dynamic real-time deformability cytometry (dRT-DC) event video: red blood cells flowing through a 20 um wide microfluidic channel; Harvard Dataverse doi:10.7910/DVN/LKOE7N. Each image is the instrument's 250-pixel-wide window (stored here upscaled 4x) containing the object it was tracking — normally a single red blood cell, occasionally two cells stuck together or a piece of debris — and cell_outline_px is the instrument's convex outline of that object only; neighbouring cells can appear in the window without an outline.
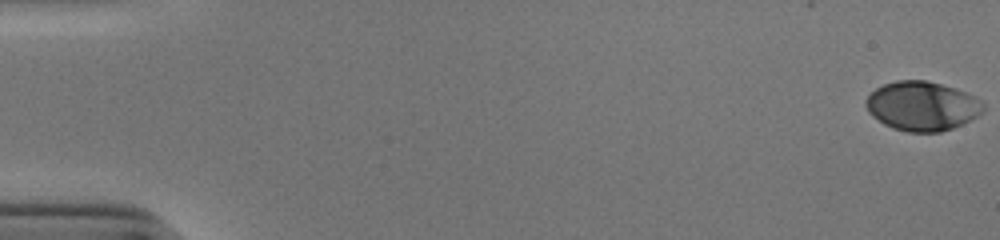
{"species": "human", "species_latin": "Homo sapiens", "temperature_condition": "cold", "stored_images_in_passage": 55, "segment_of_instrument_passage": [1, 2], "camera_frame_rate_fps": 3000, "um_per_image_px": 0.085, "donor": {"sex": "male"}, "frame": {"image": 1, "passage_image": 1, "time_ms": 0.0, "image_size_px": [1000, 240], "cell_outline_px": [[984, 112], [952, 128], [940, 132], [908, 132], [892, 128], [884, 124], [872, 116], [868, 112], [864, 104], [864, 100], [876, 88], [884, 84], [896, 80], [924, 80], [940, 84], [964, 92], [980, 100], [984, 104]], "centroid_in_image_um": [78.33, 9.02], "position_along_channel_um": 6.7, "area_um2": 33.47}}
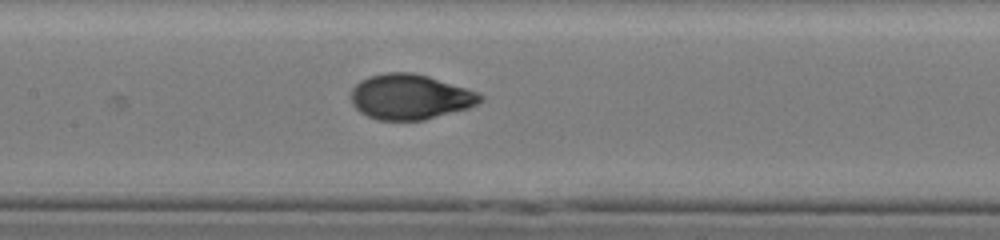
{"frame": {"image": 2, "passage_image": 27, "time_ms": 8.667, "image_size_px": [1000, 240], "cell_outline_px": [[484, 100], [468, 108], [424, 120], [376, 120], [360, 112], [352, 104], [352, 88], [360, 80], [368, 76], [384, 72], [412, 72], [428, 76], [476, 92], [484, 96]], "centroid_in_image_um": [34.83, 8.23], "position_along_channel_um": 172.6, "area_um2": 33.93}}
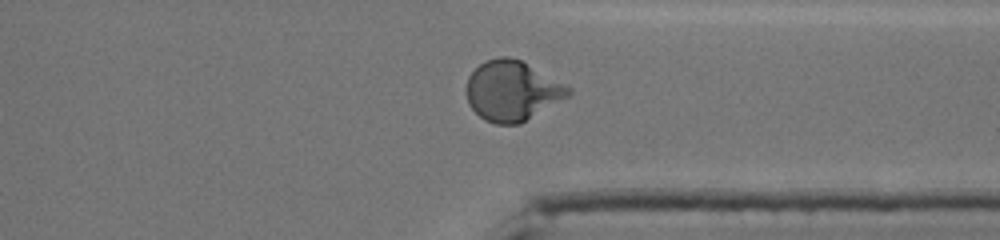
{"frame": {"image": 3, "passage_image": 42, "time_ms": 13.667, "image_size_px": [1000, 240], "cell_outline_px": [[572, 92], [568, 96], [520, 124], [496, 124], [484, 120], [468, 104], [464, 92], [468, 76], [484, 60], [500, 56], [508, 56], [520, 60], [572, 88]], "centroid_in_image_um": [43.48, 7.72], "position_along_channel_um": 367.9, "area_um2": 35.66}}